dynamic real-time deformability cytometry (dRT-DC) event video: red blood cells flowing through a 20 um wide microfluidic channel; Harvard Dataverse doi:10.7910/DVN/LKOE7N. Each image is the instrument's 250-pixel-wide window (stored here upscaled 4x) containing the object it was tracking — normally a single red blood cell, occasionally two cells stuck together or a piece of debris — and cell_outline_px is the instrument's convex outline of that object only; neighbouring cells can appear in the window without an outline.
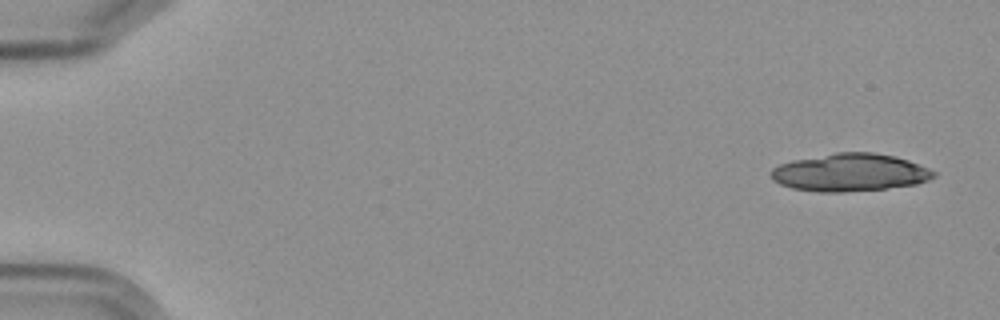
{"species": "Egyptian fruit bat (a non-hibernating species)", "species_latin": "Rousettus aegyptiacus", "temperature_condition": "cold", "stored_images_in_passage": 5, "camera_frame_rate_fps": 3000, "um_per_image_px": 0.085, "frame": {"image": 1, "passage_image": 1, "time_ms": 0.0, "image_size_px": [1000, 320], "cell_outline_px": [[936, 176], [928, 180], [916, 184], [884, 188], [844, 192], [820, 192], [792, 188], [780, 184], [772, 180], [772, 168], [780, 164], [792, 160], [836, 152], [872, 152], [896, 156], [908, 160], [928, 168], [936, 172]], "centroid_in_image_um": [72.24, 14.65], "position_along_channel_um": 12.8, "area_um2": 35.66}}